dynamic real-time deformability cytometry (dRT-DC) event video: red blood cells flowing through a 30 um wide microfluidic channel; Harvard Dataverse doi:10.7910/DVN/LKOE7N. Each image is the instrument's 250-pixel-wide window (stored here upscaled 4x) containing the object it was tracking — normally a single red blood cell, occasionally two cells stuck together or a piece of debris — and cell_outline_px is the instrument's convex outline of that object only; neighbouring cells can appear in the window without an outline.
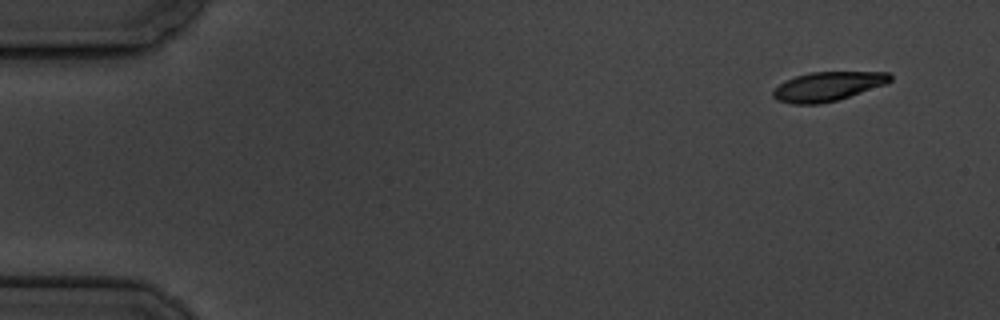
{"species": "common noctule bat (a hibernating species)", "species_latin": "Nyctalus noctula", "temperature_condition": "cold", "stored_images_in_passage": 4, "camera_frame_rate_fps": 3000, "um_per_image_px": 0.085, "animal": {"sex": "male", "body_mass_g": 19.5, "forearm_length_mm": 54.6}, "frame": {"image": 1, "passage_image": 1, "time_ms": 0.0, "image_size_px": [1000, 320], "cell_outline_px": [[892, 80], [888, 84], [836, 100], [820, 104], [792, 104], [776, 100], [772, 96], [772, 88], [784, 80], [796, 76], [812, 72], [888, 72], [892, 76]], "centroid_in_image_um": [70.33, 7.34], "position_along_channel_um": 14.7, "area_um2": 20.11}}